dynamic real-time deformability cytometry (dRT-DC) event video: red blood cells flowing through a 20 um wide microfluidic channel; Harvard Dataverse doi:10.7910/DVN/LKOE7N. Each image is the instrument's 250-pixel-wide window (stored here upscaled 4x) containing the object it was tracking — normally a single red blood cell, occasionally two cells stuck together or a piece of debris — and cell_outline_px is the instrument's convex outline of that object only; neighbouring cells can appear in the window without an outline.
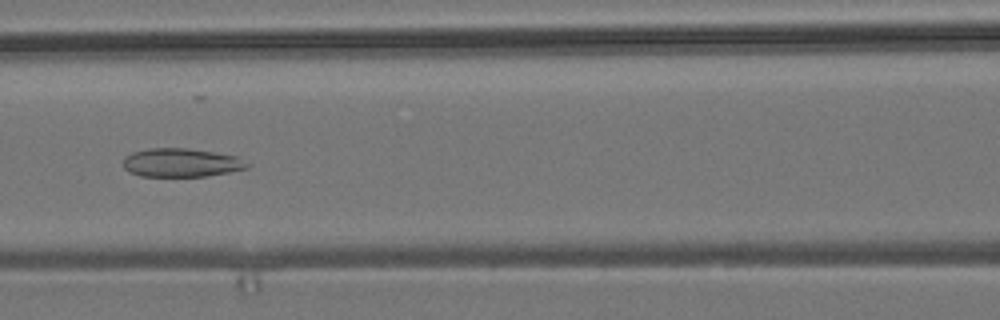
{"species": "common noctule bat (a hibernating species)", "species_latin": "Nyctalus noctula", "temperature_condition": "room temperature", "stored_images_in_passage": 53, "camera_frame_rate_fps": 3000, "um_per_image_px": 0.085, "animal": {"sex": "male", "body_mass_g": 19.2, "forearm_length_mm": 51.8}, "frame": {"image": 1, "passage_image": 23, "time_ms": 7.333, "image_size_px": [1000, 320], "cell_outline_px": [[252, 164], [248, 168], [208, 176], [140, 176], [128, 172], [124, 168], [124, 156], [132, 152], [148, 148], [188, 148], [236, 156]], "centroid_in_image_um": [15.4, 13.83], "position_along_channel_um": 151.2, "area_um2": 20.75}}
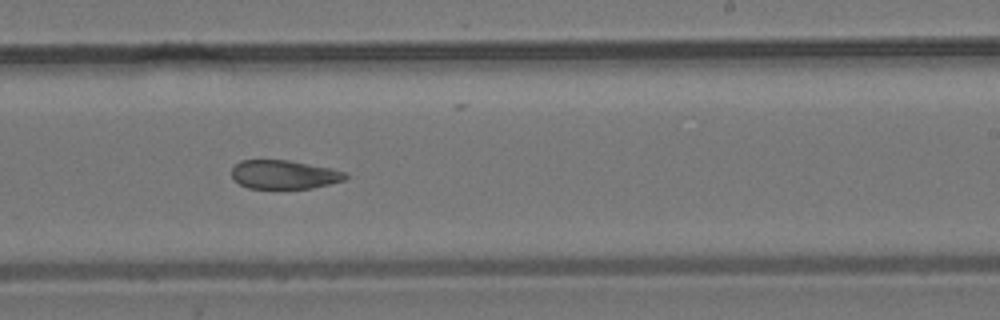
{"frame": {"image": 2, "passage_image": 32, "time_ms": 10.333, "image_size_px": [1000, 320], "cell_outline_px": [[348, 176], [344, 180], [312, 188], [248, 188], [240, 184], [232, 176], [232, 168], [240, 160], [288, 160], [332, 168], [348, 172]], "centroid_in_image_um": [24.18, 14.83], "position_along_channel_um": 264.8, "area_um2": 19.02}}
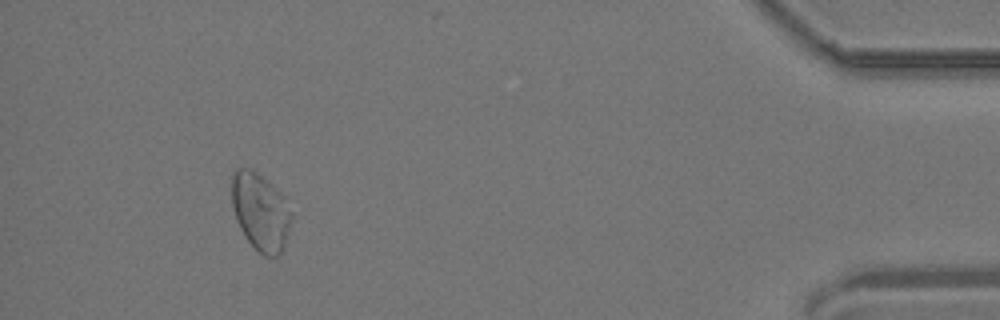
{"frame": {"image": 3, "passage_image": 49, "time_ms": 16.0, "image_size_px": [1000, 320], "cell_outline_px": [[292, 220], [284, 248], [276, 256], [264, 256], [244, 236], [236, 220], [232, 204], [232, 172], [236, 168], [244, 168], [256, 172], [284, 196], [292, 212]], "centroid_in_image_um": [22.15, 18.01], "position_along_channel_um": 413.1, "area_um2": 26.76}, "authors_computed_cell_mechanics": {"area_um2": 23.9292, "velocity_mm_per_s": 3.7971, "shape_relaxation_time_tau1_ms": null, "shape_relaxation_time_tau2_ms": 2.6288, "deformation_change_tau1": null, "deformation_change_tau2": 0.092}}